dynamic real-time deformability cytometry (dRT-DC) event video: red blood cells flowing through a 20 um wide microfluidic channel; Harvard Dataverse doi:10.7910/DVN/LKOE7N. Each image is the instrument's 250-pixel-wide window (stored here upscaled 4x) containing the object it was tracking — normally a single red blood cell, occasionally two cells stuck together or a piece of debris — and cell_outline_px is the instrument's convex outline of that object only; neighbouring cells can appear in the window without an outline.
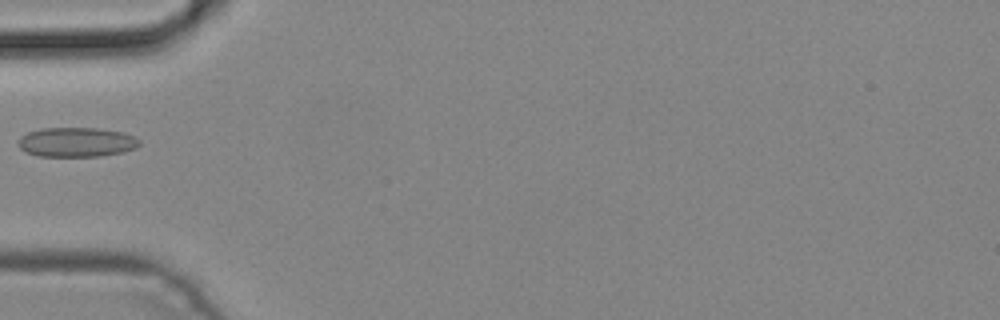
{"species": "common noctule bat (a hibernating species)", "species_latin": "Nyctalus noctula", "temperature_condition": "cold", "stored_images_in_passage": 3, "camera_frame_rate_fps": 3000, "um_per_image_px": 0.085, "animal": {"sex": "male", "body_mass_g": 19.2, "forearm_length_mm": 51.8}, "frame": {"image": 1, "passage_image": 3, "time_ms": 0.667, "image_size_px": [1000, 320], "cell_outline_px": [[140, 144], [136, 148], [124, 152], [100, 156], [36, 156], [24, 152], [16, 144], [20, 136], [28, 132], [40, 128], [96, 128], [124, 132], [136, 136], [140, 140]], "centroid_in_image_um": [6.49, 12.08], "position_along_channel_um": 78.5, "area_um2": 21.21}}